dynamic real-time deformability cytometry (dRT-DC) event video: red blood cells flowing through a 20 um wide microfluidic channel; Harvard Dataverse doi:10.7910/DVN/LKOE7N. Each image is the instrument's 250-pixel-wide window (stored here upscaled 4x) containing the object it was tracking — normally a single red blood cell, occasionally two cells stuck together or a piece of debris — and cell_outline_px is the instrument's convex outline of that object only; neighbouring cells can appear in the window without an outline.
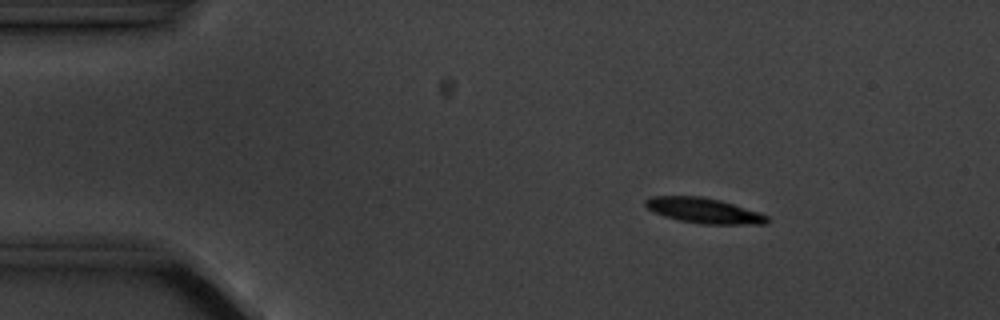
{"species": "common noctule bat (a hibernating species)", "species_latin": "Nyctalus noctula", "temperature_condition": "cold", "stored_images_in_passage": 3, "camera_frame_rate_fps": 3000, "um_per_image_px": 0.085, "animal": {"sex": "male", "body_mass_g": 20.1, "forearm_length_mm": 53.5}, "frame": {"image": 1, "passage_image": 1, "time_ms": 0.0, "image_size_px": [1000, 320], "cell_outline_px": [[768, 224], [704, 224], [680, 220], [664, 216], [652, 212], [644, 204], [644, 200], [648, 196], [704, 196], [720, 200], [760, 212], [768, 216]], "centroid_in_image_um": [59.81, 17.89], "position_along_channel_um": 25.2, "area_um2": 18.03}}